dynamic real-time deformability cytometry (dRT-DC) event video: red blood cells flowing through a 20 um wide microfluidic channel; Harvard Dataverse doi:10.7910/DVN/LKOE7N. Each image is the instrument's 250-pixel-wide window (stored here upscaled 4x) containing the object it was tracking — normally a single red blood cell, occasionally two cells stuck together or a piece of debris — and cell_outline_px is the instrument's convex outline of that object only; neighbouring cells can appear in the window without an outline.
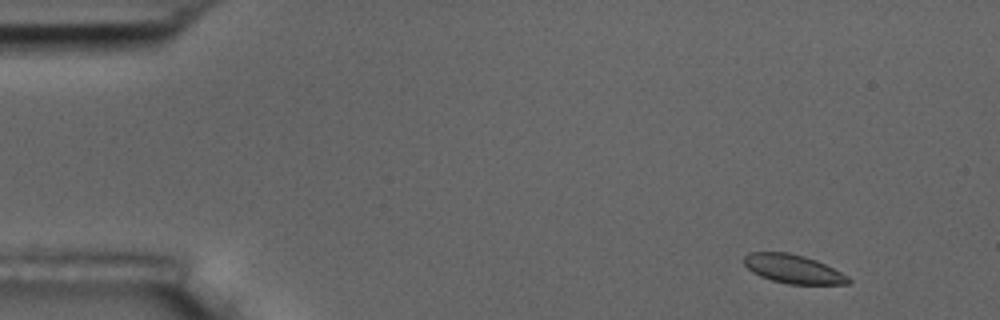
{"species": "common noctule bat (a hibernating species)", "species_latin": "Nyctalus noctula", "temperature_condition": "room temperature", "stored_images_in_passage": 4, "camera_frame_rate_fps": 3000, "um_per_image_px": 0.085, "animal": {"sex": "male", "body_mass_g": 17.5, "forearm_length_mm": 52.3}, "frame": {"image": 1, "passage_image": 1, "time_ms": 0.0, "image_size_px": [1000, 320], "cell_outline_px": [[852, 280], [848, 284], [788, 284], [772, 280], [760, 276], [752, 272], [744, 264], [744, 256], [748, 252], [788, 252], [804, 256], [816, 260], [848, 276]], "centroid_in_image_um": [67.4, 22.86], "position_along_channel_um": 17.6, "area_um2": 17.4}}